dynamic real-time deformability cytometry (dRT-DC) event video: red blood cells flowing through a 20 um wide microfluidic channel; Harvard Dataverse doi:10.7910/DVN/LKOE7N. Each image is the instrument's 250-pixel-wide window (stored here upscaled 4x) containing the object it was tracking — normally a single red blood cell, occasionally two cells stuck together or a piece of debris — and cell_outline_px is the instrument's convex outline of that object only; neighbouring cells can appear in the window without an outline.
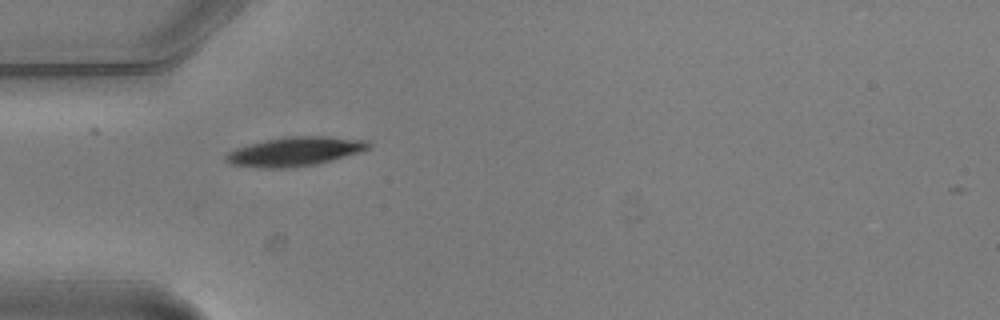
{"species": "common noctule bat (a hibernating species)", "species_latin": "Nyctalus noctula", "temperature_condition": "warm", "stored_images_in_passage": 7, "camera_frame_rate_fps": 3000, "um_per_image_px": 0.085, "animal": {"sex": "male", "body_mass_g": 20.5, "forearm_length_mm": 52.5}, "frame": {"image": 1, "passage_image": 1, "time_ms": 0.0, "image_size_px": [1000, 320], "cell_outline_px": [[372, 144], [368, 148], [360, 152], [332, 160], [316, 164], [284, 168], [256, 168], [232, 164], [224, 160], [224, 156], [228, 152], [236, 148], [248, 144], [264, 140], [288, 136], [328, 136], [372, 140]], "centroid_in_image_um": [25.08, 12.87], "position_along_channel_um": 59.9, "area_um2": 24.39}}
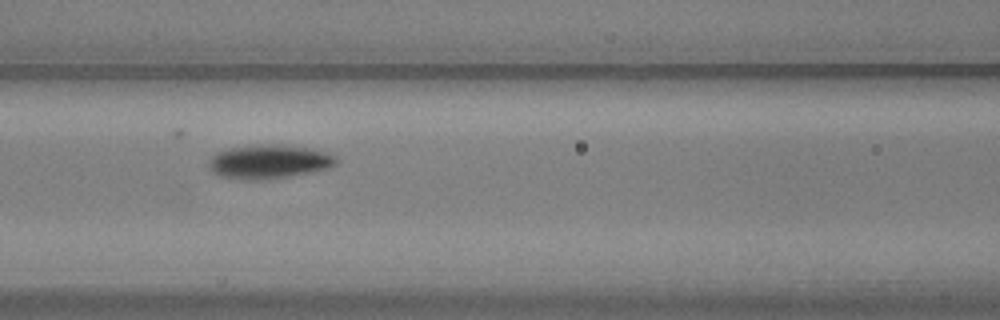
{"frame": {"image": 2, "passage_image": 3, "time_ms": 0.667, "image_size_px": [1000, 320], "cell_outline_px": [[340, 160], [336, 164], [328, 168], [268, 180], [244, 180], [220, 176], [212, 172], [208, 164], [212, 156], [216, 152], [228, 148], [264, 144], [276, 144], [312, 148], [336, 156]], "centroid_in_image_um": [22.85, 13.74], "position_along_channel_um": 143.7, "area_um2": 25.26}}
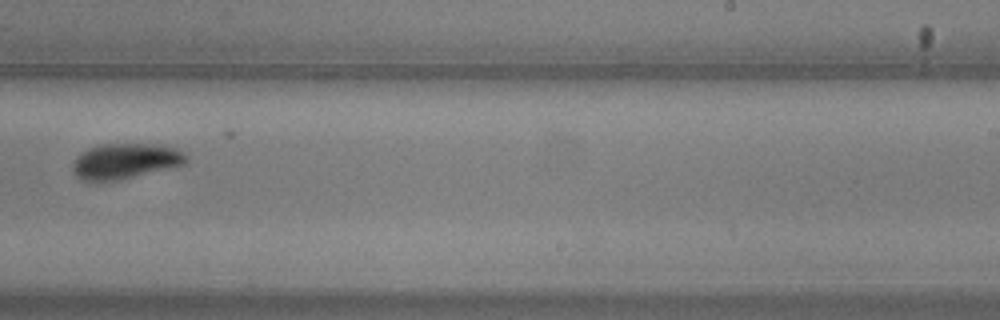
{"frame": {"image": 3, "passage_image": 6, "time_ms": 1.667, "image_size_px": [1000, 320], "cell_outline_px": [[188, 160], [184, 164], [176, 168], [120, 180], [100, 184], [88, 184], [76, 176], [72, 172], [72, 164], [76, 156], [88, 148], [100, 144], [164, 144], [176, 148], [184, 152], [188, 156]], "centroid_in_image_um": [10.64, 13.74], "position_along_channel_um": 278.4, "area_um2": 24.74}}